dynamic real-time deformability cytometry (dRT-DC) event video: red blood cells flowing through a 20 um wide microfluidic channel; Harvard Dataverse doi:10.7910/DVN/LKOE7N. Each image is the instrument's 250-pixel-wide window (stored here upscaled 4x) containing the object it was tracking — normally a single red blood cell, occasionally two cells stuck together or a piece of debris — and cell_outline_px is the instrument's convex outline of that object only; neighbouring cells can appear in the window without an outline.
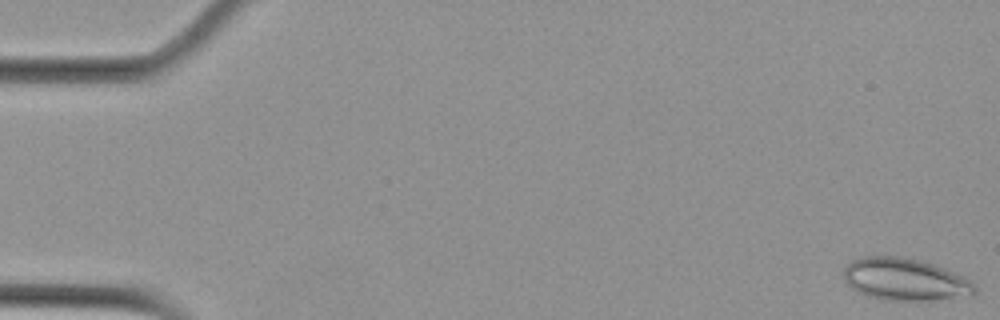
{"species": "Egyptian fruit bat (a non-hibernating species)", "species_latin": "Rousettus aegyptiacus", "temperature_condition": "cold", "stored_images_in_passage": 6, "camera_frame_rate_fps": 3000, "um_per_image_px": 0.085, "animal": {"sex": "female"}, "frame": {"image": 1, "passage_image": 1, "time_ms": 0.0, "image_size_px": [1000, 320], "cell_outline_px": [[976, 292], [972, 296], [936, 300], [892, 300], [872, 296], [860, 292], [852, 288], [844, 280], [844, 268], [852, 260], [864, 256], [900, 256], [920, 260], [944, 268], [964, 276], [972, 280], [976, 284]], "centroid_in_image_um": [76.99, 23.74], "position_along_channel_um": 8.0, "area_um2": 32.31}}